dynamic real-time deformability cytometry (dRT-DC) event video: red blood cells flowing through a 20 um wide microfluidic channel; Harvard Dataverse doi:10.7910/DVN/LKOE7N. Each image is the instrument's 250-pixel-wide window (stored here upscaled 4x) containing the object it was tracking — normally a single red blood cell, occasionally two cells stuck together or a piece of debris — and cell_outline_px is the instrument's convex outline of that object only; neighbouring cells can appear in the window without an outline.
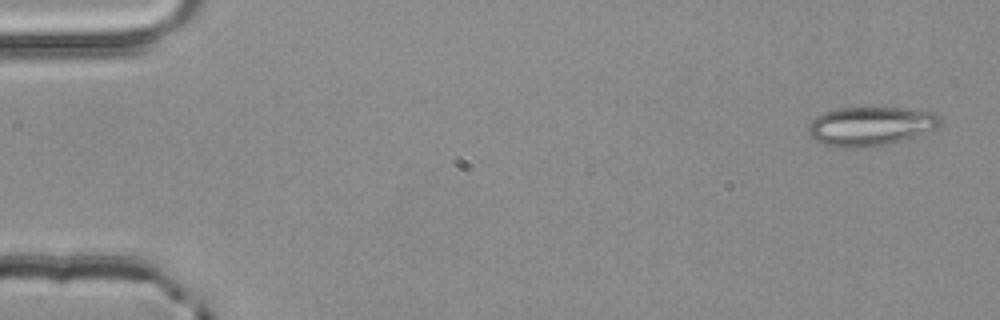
{"species": "common noctule bat (a hibernating species)", "species_latin": "Nyctalus noctula", "temperature_condition": "room temperature", "stored_images_in_passage": 3, "segment_of_instrument_passage": [2, 2], "camera_frame_rate_fps": 3000, "um_per_image_px": 0.085, "animal": {"sex": "male", "body_mass_g": 20.4}, "frame": {"image": 1, "passage_image": 3, "time_ms": 0.667, "image_size_px": [1000, 320], "cell_outline_px": [[940, 124], [936, 128], [888, 144], [872, 148], [840, 148], [824, 144], [816, 140], [808, 132], [808, 128], [812, 120], [816, 116], [824, 112], [840, 108], [908, 108], [932, 112], [940, 116]], "centroid_in_image_um": [73.97, 10.73], "position_along_channel_um": 11.0, "area_um2": 29.82}}